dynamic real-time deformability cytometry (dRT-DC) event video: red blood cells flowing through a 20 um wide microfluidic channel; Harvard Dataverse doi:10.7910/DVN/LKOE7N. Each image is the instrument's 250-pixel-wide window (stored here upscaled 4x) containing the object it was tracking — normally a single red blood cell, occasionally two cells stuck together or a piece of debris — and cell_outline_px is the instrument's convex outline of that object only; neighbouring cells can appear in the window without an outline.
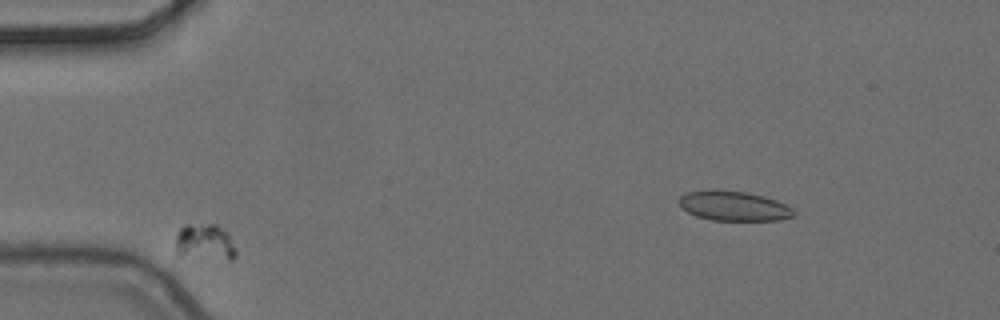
{"species": "common noctule bat (a hibernating species)", "species_latin": "Nyctalus noctula", "temperature_condition": "cold", "stored_images_in_passage": 10, "camera_frame_rate_fps": 3000, "um_per_image_px": 0.085, "animal": {"sex": "female", "body_mass_g": 24.6, "forearm_length_mm": 56.2}, "frame": {"image": 1, "passage_image": 2, "time_ms": 0.333, "image_size_px": [1000, 320], "cell_outline_px": [[236, 256], [232, 260], [176, 256], [176, 236], [180, 228], [184, 224], [216, 224], [228, 236], [236, 248]], "centroid_in_image_um": [17.37, 20.61], "position_along_channel_um": 67.6, "area_um2": 12.89}}
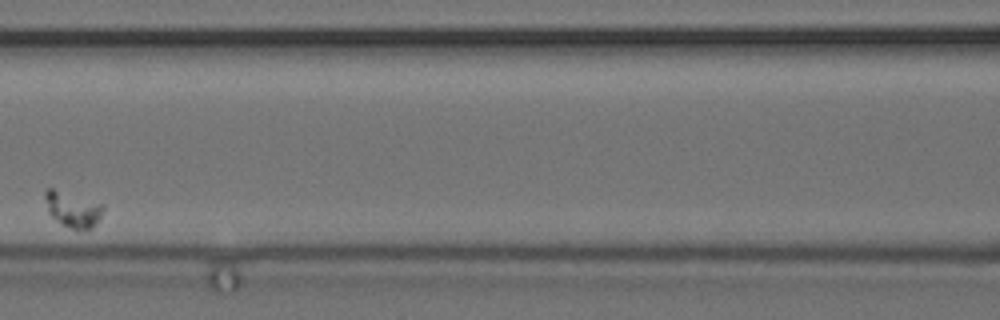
{"frame": {"image": 2, "passage_image": 5, "time_ms": 1.333, "image_size_px": [1000, 320], "cell_outline_px": [[104, 208], [96, 224], [92, 228], [72, 228], [60, 224], [48, 212], [44, 196], [44, 192], [48, 188], [52, 188], [104, 204]], "centroid_in_image_um": [6.17, 17.78], "position_along_channel_um": 160.4, "area_um2": 11.79}}
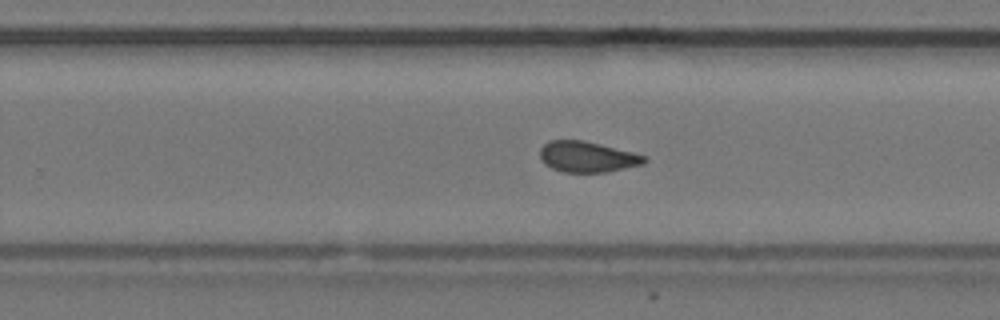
{"frame": {"image": 3, "passage_image": 10, "time_ms": 3.0, "image_size_px": [1000, 320], "cell_outline_px": [[648, 160], [644, 164], [608, 172], [564, 172], [552, 168], [544, 164], [540, 160], [540, 148], [548, 140], [584, 140], [648, 156]], "centroid_in_image_um": [49.92, 13.33], "position_along_channel_um": 279.9, "area_um2": 18.9}}